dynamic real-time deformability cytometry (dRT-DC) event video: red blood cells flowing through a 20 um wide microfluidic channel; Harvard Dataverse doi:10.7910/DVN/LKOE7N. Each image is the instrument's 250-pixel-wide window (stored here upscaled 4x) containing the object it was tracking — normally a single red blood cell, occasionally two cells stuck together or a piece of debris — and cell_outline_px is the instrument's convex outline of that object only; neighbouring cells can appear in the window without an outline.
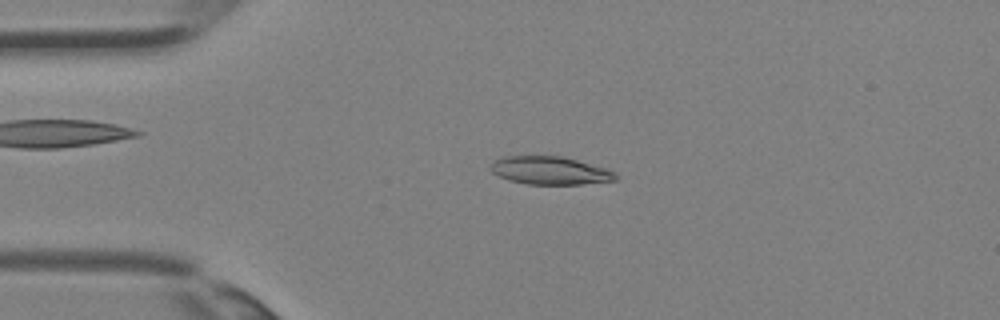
{"species": "Egyptian fruit bat (a non-hibernating species)", "species_latin": "Rousettus aegyptiacus", "temperature_condition": "room temperature", "stored_images_in_passage": 11, "camera_frame_rate_fps": 3000, "um_per_image_px": 0.085, "animal": {"sex": "female"}, "frame": {"image": 1, "passage_image": 8, "time_ms": 2.333, "image_size_px": [1000, 320], "cell_outline_px": [[620, 176], [616, 180], [580, 184], [528, 184], [508, 180], [492, 172], [488, 168], [492, 160], [500, 156], [560, 156], [576, 160], [604, 168], [616, 172]], "centroid_in_image_um": [46.7, 14.49], "position_along_channel_um": 38.3, "area_um2": 20.46}}